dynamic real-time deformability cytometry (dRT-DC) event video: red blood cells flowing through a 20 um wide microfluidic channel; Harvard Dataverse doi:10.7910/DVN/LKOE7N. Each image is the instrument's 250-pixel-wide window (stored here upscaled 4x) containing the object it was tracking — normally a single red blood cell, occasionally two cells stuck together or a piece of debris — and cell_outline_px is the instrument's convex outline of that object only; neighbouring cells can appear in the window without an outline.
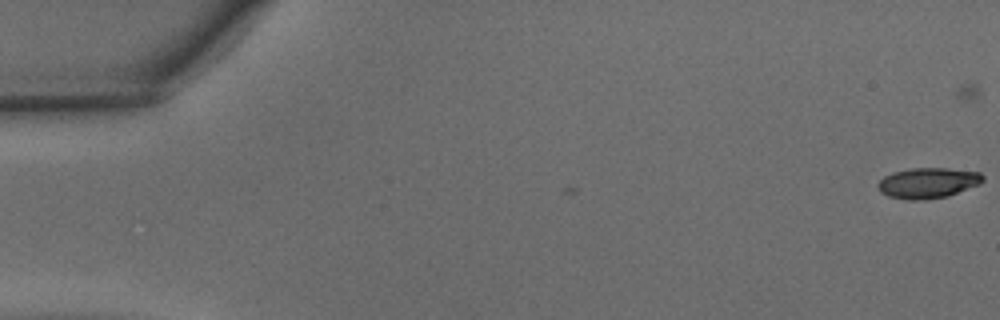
{"species": "common noctule bat (a hibernating species)", "species_latin": "Nyctalus noctula", "temperature_condition": "warm", "stored_images_in_passage": 5, "camera_frame_rate_fps": 3000, "um_per_image_px": 0.085, "animal": {"sex": "male", "body_mass_g": 15.6}, "frame": {"image": 1, "passage_image": 1, "time_ms": 0.0, "image_size_px": [1000, 320], "cell_outline_px": [[984, 180], [980, 184], [948, 196], [924, 200], [908, 200], [888, 196], [880, 192], [876, 184], [884, 176], [892, 172], [912, 168], [948, 168], [980, 172], [984, 176]], "centroid_in_image_um": [78.87, 15.55], "position_along_channel_um": 6.1, "area_um2": 18.84}}